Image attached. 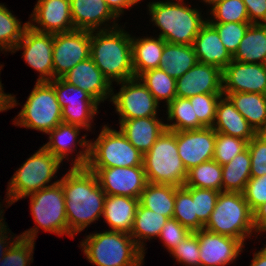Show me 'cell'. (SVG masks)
<instances>
[{
    "mask_svg": "<svg viewBox=\"0 0 266 266\" xmlns=\"http://www.w3.org/2000/svg\"><path fill=\"white\" fill-rule=\"evenodd\" d=\"M49 83L55 89L57 101L61 107L62 121L90 130V121L98 112L99 103L84 90L67 83L62 78H55Z\"/></svg>",
    "mask_w": 266,
    "mask_h": 266,
    "instance_id": "11",
    "label": "cell"
},
{
    "mask_svg": "<svg viewBox=\"0 0 266 266\" xmlns=\"http://www.w3.org/2000/svg\"><path fill=\"white\" fill-rule=\"evenodd\" d=\"M176 188L174 185L148 182L139 197V204L171 219L174 214Z\"/></svg>",
    "mask_w": 266,
    "mask_h": 266,
    "instance_id": "32",
    "label": "cell"
},
{
    "mask_svg": "<svg viewBox=\"0 0 266 266\" xmlns=\"http://www.w3.org/2000/svg\"><path fill=\"white\" fill-rule=\"evenodd\" d=\"M17 100L11 94H5L3 89H0V112L9 110L17 105Z\"/></svg>",
    "mask_w": 266,
    "mask_h": 266,
    "instance_id": "54",
    "label": "cell"
},
{
    "mask_svg": "<svg viewBox=\"0 0 266 266\" xmlns=\"http://www.w3.org/2000/svg\"><path fill=\"white\" fill-rule=\"evenodd\" d=\"M192 194L198 221L205 226L213 212L219 191L206 188L186 187Z\"/></svg>",
    "mask_w": 266,
    "mask_h": 266,
    "instance_id": "44",
    "label": "cell"
},
{
    "mask_svg": "<svg viewBox=\"0 0 266 266\" xmlns=\"http://www.w3.org/2000/svg\"><path fill=\"white\" fill-rule=\"evenodd\" d=\"M251 158L248 147L222 166V191L243 193L251 178Z\"/></svg>",
    "mask_w": 266,
    "mask_h": 266,
    "instance_id": "33",
    "label": "cell"
},
{
    "mask_svg": "<svg viewBox=\"0 0 266 266\" xmlns=\"http://www.w3.org/2000/svg\"><path fill=\"white\" fill-rule=\"evenodd\" d=\"M61 78L84 90L98 103L104 102L113 92L112 84L95 65L91 57L78 63Z\"/></svg>",
    "mask_w": 266,
    "mask_h": 266,
    "instance_id": "21",
    "label": "cell"
},
{
    "mask_svg": "<svg viewBox=\"0 0 266 266\" xmlns=\"http://www.w3.org/2000/svg\"><path fill=\"white\" fill-rule=\"evenodd\" d=\"M191 231L181 225L176 219H168L159 234L160 239L164 241V245L171 252L182 240L187 237Z\"/></svg>",
    "mask_w": 266,
    "mask_h": 266,
    "instance_id": "49",
    "label": "cell"
},
{
    "mask_svg": "<svg viewBox=\"0 0 266 266\" xmlns=\"http://www.w3.org/2000/svg\"><path fill=\"white\" fill-rule=\"evenodd\" d=\"M251 24H266V0H242ZM260 20V21H258Z\"/></svg>",
    "mask_w": 266,
    "mask_h": 266,
    "instance_id": "50",
    "label": "cell"
},
{
    "mask_svg": "<svg viewBox=\"0 0 266 266\" xmlns=\"http://www.w3.org/2000/svg\"><path fill=\"white\" fill-rule=\"evenodd\" d=\"M223 96L246 92L266 95V65L232 60L222 71Z\"/></svg>",
    "mask_w": 266,
    "mask_h": 266,
    "instance_id": "16",
    "label": "cell"
},
{
    "mask_svg": "<svg viewBox=\"0 0 266 266\" xmlns=\"http://www.w3.org/2000/svg\"><path fill=\"white\" fill-rule=\"evenodd\" d=\"M255 232H266V201L253 212Z\"/></svg>",
    "mask_w": 266,
    "mask_h": 266,
    "instance_id": "51",
    "label": "cell"
},
{
    "mask_svg": "<svg viewBox=\"0 0 266 266\" xmlns=\"http://www.w3.org/2000/svg\"><path fill=\"white\" fill-rule=\"evenodd\" d=\"M61 163L43 146L40 147L10 179L7 185L9 186L7 189V203L12 205L21 198L51 186L48 183L57 173Z\"/></svg>",
    "mask_w": 266,
    "mask_h": 266,
    "instance_id": "8",
    "label": "cell"
},
{
    "mask_svg": "<svg viewBox=\"0 0 266 266\" xmlns=\"http://www.w3.org/2000/svg\"><path fill=\"white\" fill-rule=\"evenodd\" d=\"M112 12L119 18L125 8H130L140 0H104ZM124 8V9H123Z\"/></svg>",
    "mask_w": 266,
    "mask_h": 266,
    "instance_id": "53",
    "label": "cell"
},
{
    "mask_svg": "<svg viewBox=\"0 0 266 266\" xmlns=\"http://www.w3.org/2000/svg\"><path fill=\"white\" fill-rule=\"evenodd\" d=\"M232 59L266 65V24L249 25Z\"/></svg>",
    "mask_w": 266,
    "mask_h": 266,
    "instance_id": "30",
    "label": "cell"
},
{
    "mask_svg": "<svg viewBox=\"0 0 266 266\" xmlns=\"http://www.w3.org/2000/svg\"><path fill=\"white\" fill-rule=\"evenodd\" d=\"M223 93H207L188 98L194 110V118L205 127H212L216 118V107Z\"/></svg>",
    "mask_w": 266,
    "mask_h": 266,
    "instance_id": "41",
    "label": "cell"
},
{
    "mask_svg": "<svg viewBox=\"0 0 266 266\" xmlns=\"http://www.w3.org/2000/svg\"><path fill=\"white\" fill-rule=\"evenodd\" d=\"M263 254L266 255V246L264 248H262V250H260Z\"/></svg>",
    "mask_w": 266,
    "mask_h": 266,
    "instance_id": "57",
    "label": "cell"
},
{
    "mask_svg": "<svg viewBox=\"0 0 266 266\" xmlns=\"http://www.w3.org/2000/svg\"><path fill=\"white\" fill-rule=\"evenodd\" d=\"M97 177L106 195H120L138 198L148 181L144 166L88 168Z\"/></svg>",
    "mask_w": 266,
    "mask_h": 266,
    "instance_id": "15",
    "label": "cell"
},
{
    "mask_svg": "<svg viewBox=\"0 0 266 266\" xmlns=\"http://www.w3.org/2000/svg\"><path fill=\"white\" fill-rule=\"evenodd\" d=\"M168 219L166 216L155 213L138 204L130 235L133 239L135 238L134 241L144 251L145 248L142 241L159 237L161 229Z\"/></svg>",
    "mask_w": 266,
    "mask_h": 266,
    "instance_id": "34",
    "label": "cell"
},
{
    "mask_svg": "<svg viewBox=\"0 0 266 266\" xmlns=\"http://www.w3.org/2000/svg\"><path fill=\"white\" fill-rule=\"evenodd\" d=\"M181 1L149 3L151 21L162 30L159 36L167 43L193 45L201 27L207 21L202 20L196 8L191 9Z\"/></svg>",
    "mask_w": 266,
    "mask_h": 266,
    "instance_id": "4",
    "label": "cell"
},
{
    "mask_svg": "<svg viewBox=\"0 0 266 266\" xmlns=\"http://www.w3.org/2000/svg\"><path fill=\"white\" fill-rule=\"evenodd\" d=\"M247 141L238 137L216 133L213 160L221 166L229 163L247 148Z\"/></svg>",
    "mask_w": 266,
    "mask_h": 266,
    "instance_id": "42",
    "label": "cell"
},
{
    "mask_svg": "<svg viewBox=\"0 0 266 266\" xmlns=\"http://www.w3.org/2000/svg\"><path fill=\"white\" fill-rule=\"evenodd\" d=\"M170 253L178 260L177 262L186 266H201L197 231L191 232Z\"/></svg>",
    "mask_w": 266,
    "mask_h": 266,
    "instance_id": "46",
    "label": "cell"
},
{
    "mask_svg": "<svg viewBox=\"0 0 266 266\" xmlns=\"http://www.w3.org/2000/svg\"><path fill=\"white\" fill-rule=\"evenodd\" d=\"M31 17L40 27L30 21L28 25L38 32L56 34L75 30L70 0H38Z\"/></svg>",
    "mask_w": 266,
    "mask_h": 266,
    "instance_id": "20",
    "label": "cell"
},
{
    "mask_svg": "<svg viewBox=\"0 0 266 266\" xmlns=\"http://www.w3.org/2000/svg\"><path fill=\"white\" fill-rule=\"evenodd\" d=\"M214 20L209 23L250 22L246 5L242 0H218L211 8Z\"/></svg>",
    "mask_w": 266,
    "mask_h": 266,
    "instance_id": "40",
    "label": "cell"
},
{
    "mask_svg": "<svg viewBox=\"0 0 266 266\" xmlns=\"http://www.w3.org/2000/svg\"><path fill=\"white\" fill-rule=\"evenodd\" d=\"M71 17L75 30H108L98 28L106 21L114 19L112 27H118V18L104 0H70Z\"/></svg>",
    "mask_w": 266,
    "mask_h": 266,
    "instance_id": "23",
    "label": "cell"
},
{
    "mask_svg": "<svg viewBox=\"0 0 266 266\" xmlns=\"http://www.w3.org/2000/svg\"><path fill=\"white\" fill-rule=\"evenodd\" d=\"M119 121L121 133L143 155L166 130V124L157 116Z\"/></svg>",
    "mask_w": 266,
    "mask_h": 266,
    "instance_id": "25",
    "label": "cell"
},
{
    "mask_svg": "<svg viewBox=\"0 0 266 266\" xmlns=\"http://www.w3.org/2000/svg\"><path fill=\"white\" fill-rule=\"evenodd\" d=\"M256 133H266V95L235 92L226 95Z\"/></svg>",
    "mask_w": 266,
    "mask_h": 266,
    "instance_id": "28",
    "label": "cell"
},
{
    "mask_svg": "<svg viewBox=\"0 0 266 266\" xmlns=\"http://www.w3.org/2000/svg\"><path fill=\"white\" fill-rule=\"evenodd\" d=\"M193 45L165 43L160 59V69L177 79L197 63Z\"/></svg>",
    "mask_w": 266,
    "mask_h": 266,
    "instance_id": "31",
    "label": "cell"
},
{
    "mask_svg": "<svg viewBox=\"0 0 266 266\" xmlns=\"http://www.w3.org/2000/svg\"><path fill=\"white\" fill-rule=\"evenodd\" d=\"M80 128L64 122L59 123L48 133L50 141L43 145V147L62 162L69 155V152H73L72 148L76 146L74 143L78 142L85 149L80 151L79 155H76L77 158L73 162V167H86L89 159L90 141L85 140L86 135L83 136L84 138L82 137L80 140H77ZM71 145L73 146L71 147Z\"/></svg>",
    "mask_w": 266,
    "mask_h": 266,
    "instance_id": "22",
    "label": "cell"
},
{
    "mask_svg": "<svg viewBox=\"0 0 266 266\" xmlns=\"http://www.w3.org/2000/svg\"><path fill=\"white\" fill-rule=\"evenodd\" d=\"M212 128L216 133L238 137L247 142L257 134L227 96H221L218 101Z\"/></svg>",
    "mask_w": 266,
    "mask_h": 266,
    "instance_id": "26",
    "label": "cell"
},
{
    "mask_svg": "<svg viewBox=\"0 0 266 266\" xmlns=\"http://www.w3.org/2000/svg\"><path fill=\"white\" fill-rule=\"evenodd\" d=\"M3 211L0 210V261L2 260V258L4 257V255L7 253V251L10 249L11 245L10 244H13L15 242L14 238L18 239L20 236H17V237H13V241L10 239L9 242H6L8 241V235L7 234V229H6V225L5 223L2 221L4 220L3 217H2V214ZM8 243V244H7ZM10 243V244H9ZM9 245V246H8ZM3 250V251H2Z\"/></svg>",
    "mask_w": 266,
    "mask_h": 266,
    "instance_id": "52",
    "label": "cell"
},
{
    "mask_svg": "<svg viewBox=\"0 0 266 266\" xmlns=\"http://www.w3.org/2000/svg\"><path fill=\"white\" fill-rule=\"evenodd\" d=\"M144 155L121 133L104 125L96 141L89 143L87 168L143 166Z\"/></svg>",
    "mask_w": 266,
    "mask_h": 266,
    "instance_id": "9",
    "label": "cell"
},
{
    "mask_svg": "<svg viewBox=\"0 0 266 266\" xmlns=\"http://www.w3.org/2000/svg\"><path fill=\"white\" fill-rule=\"evenodd\" d=\"M15 240L0 261V266H29L31 259L33 260L35 241L23 237Z\"/></svg>",
    "mask_w": 266,
    "mask_h": 266,
    "instance_id": "45",
    "label": "cell"
},
{
    "mask_svg": "<svg viewBox=\"0 0 266 266\" xmlns=\"http://www.w3.org/2000/svg\"><path fill=\"white\" fill-rule=\"evenodd\" d=\"M30 198V209L37 226L23 232L20 237L35 241L38 229L56 235H68L67 216L65 211V195L59 180L46 188L34 192Z\"/></svg>",
    "mask_w": 266,
    "mask_h": 266,
    "instance_id": "7",
    "label": "cell"
},
{
    "mask_svg": "<svg viewBox=\"0 0 266 266\" xmlns=\"http://www.w3.org/2000/svg\"><path fill=\"white\" fill-rule=\"evenodd\" d=\"M193 47L198 62L215 66L222 71L233 60L217 30L208 21L201 27Z\"/></svg>",
    "mask_w": 266,
    "mask_h": 266,
    "instance_id": "24",
    "label": "cell"
},
{
    "mask_svg": "<svg viewBox=\"0 0 266 266\" xmlns=\"http://www.w3.org/2000/svg\"><path fill=\"white\" fill-rule=\"evenodd\" d=\"M22 108L14 121L17 126L48 134L63 122L55 89L49 82H37Z\"/></svg>",
    "mask_w": 266,
    "mask_h": 266,
    "instance_id": "10",
    "label": "cell"
},
{
    "mask_svg": "<svg viewBox=\"0 0 266 266\" xmlns=\"http://www.w3.org/2000/svg\"><path fill=\"white\" fill-rule=\"evenodd\" d=\"M243 196L252 212L266 201V175L251 177L243 191Z\"/></svg>",
    "mask_w": 266,
    "mask_h": 266,
    "instance_id": "48",
    "label": "cell"
},
{
    "mask_svg": "<svg viewBox=\"0 0 266 266\" xmlns=\"http://www.w3.org/2000/svg\"><path fill=\"white\" fill-rule=\"evenodd\" d=\"M121 83L120 91L109 96L120 115L119 120L156 116L159 103L138 77L118 82Z\"/></svg>",
    "mask_w": 266,
    "mask_h": 266,
    "instance_id": "12",
    "label": "cell"
},
{
    "mask_svg": "<svg viewBox=\"0 0 266 266\" xmlns=\"http://www.w3.org/2000/svg\"><path fill=\"white\" fill-rule=\"evenodd\" d=\"M28 22H21L9 11L4 4H0V49L1 51H13L21 40Z\"/></svg>",
    "mask_w": 266,
    "mask_h": 266,
    "instance_id": "39",
    "label": "cell"
},
{
    "mask_svg": "<svg viewBox=\"0 0 266 266\" xmlns=\"http://www.w3.org/2000/svg\"><path fill=\"white\" fill-rule=\"evenodd\" d=\"M138 78L158 103L160 100H166V105H168L176 97V79L166 74L162 69L147 70Z\"/></svg>",
    "mask_w": 266,
    "mask_h": 266,
    "instance_id": "37",
    "label": "cell"
},
{
    "mask_svg": "<svg viewBox=\"0 0 266 266\" xmlns=\"http://www.w3.org/2000/svg\"><path fill=\"white\" fill-rule=\"evenodd\" d=\"M204 229L239 239L244 244L246 237H251L255 229L253 212L244 199L243 193L221 191Z\"/></svg>",
    "mask_w": 266,
    "mask_h": 266,
    "instance_id": "6",
    "label": "cell"
},
{
    "mask_svg": "<svg viewBox=\"0 0 266 266\" xmlns=\"http://www.w3.org/2000/svg\"><path fill=\"white\" fill-rule=\"evenodd\" d=\"M123 30L110 26L108 30L90 31V57L111 84L135 77L131 35Z\"/></svg>",
    "mask_w": 266,
    "mask_h": 266,
    "instance_id": "2",
    "label": "cell"
},
{
    "mask_svg": "<svg viewBox=\"0 0 266 266\" xmlns=\"http://www.w3.org/2000/svg\"><path fill=\"white\" fill-rule=\"evenodd\" d=\"M24 49L26 63L40 73L37 82H49L54 79L53 34L33 30L28 26L13 53Z\"/></svg>",
    "mask_w": 266,
    "mask_h": 266,
    "instance_id": "14",
    "label": "cell"
},
{
    "mask_svg": "<svg viewBox=\"0 0 266 266\" xmlns=\"http://www.w3.org/2000/svg\"><path fill=\"white\" fill-rule=\"evenodd\" d=\"M0 68H1V67H0ZM0 70H1V69H0ZM0 89H3V88H2V84H1V81H0Z\"/></svg>",
    "mask_w": 266,
    "mask_h": 266,
    "instance_id": "58",
    "label": "cell"
},
{
    "mask_svg": "<svg viewBox=\"0 0 266 266\" xmlns=\"http://www.w3.org/2000/svg\"><path fill=\"white\" fill-rule=\"evenodd\" d=\"M250 266H266V255L261 251L254 253V257Z\"/></svg>",
    "mask_w": 266,
    "mask_h": 266,
    "instance_id": "55",
    "label": "cell"
},
{
    "mask_svg": "<svg viewBox=\"0 0 266 266\" xmlns=\"http://www.w3.org/2000/svg\"><path fill=\"white\" fill-rule=\"evenodd\" d=\"M166 41L158 36L134 39L131 37L132 62L135 77L147 70L160 67Z\"/></svg>",
    "mask_w": 266,
    "mask_h": 266,
    "instance_id": "29",
    "label": "cell"
},
{
    "mask_svg": "<svg viewBox=\"0 0 266 266\" xmlns=\"http://www.w3.org/2000/svg\"><path fill=\"white\" fill-rule=\"evenodd\" d=\"M203 1L208 3V4H212L213 5L218 0H203Z\"/></svg>",
    "mask_w": 266,
    "mask_h": 266,
    "instance_id": "56",
    "label": "cell"
},
{
    "mask_svg": "<svg viewBox=\"0 0 266 266\" xmlns=\"http://www.w3.org/2000/svg\"><path fill=\"white\" fill-rule=\"evenodd\" d=\"M90 57V31L74 30L53 34L54 79L61 78Z\"/></svg>",
    "mask_w": 266,
    "mask_h": 266,
    "instance_id": "13",
    "label": "cell"
},
{
    "mask_svg": "<svg viewBox=\"0 0 266 266\" xmlns=\"http://www.w3.org/2000/svg\"><path fill=\"white\" fill-rule=\"evenodd\" d=\"M185 187L222 191V166L215 160L203 162L187 171Z\"/></svg>",
    "mask_w": 266,
    "mask_h": 266,
    "instance_id": "36",
    "label": "cell"
},
{
    "mask_svg": "<svg viewBox=\"0 0 266 266\" xmlns=\"http://www.w3.org/2000/svg\"><path fill=\"white\" fill-rule=\"evenodd\" d=\"M80 245L87 260L97 266H142L144 260V251L127 233L90 234Z\"/></svg>",
    "mask_w": 266,
    "mask_h": 266,
    "instance_id": "3",
    "label": "cell"
},
{
    "mask_svg": "<svg viewBox=\"0 0 266 266\" xmlns=\"http://www.w3.org/2000/svg\"><path fill=\"white\" fill-rule=\"evenodd\" d=\"M147 181L156 184L184 186L187 178L177 147V131L165 130L144 154Z\"/></svg>",
    "mask_w": 266,
    "mask_h": 266,
    "instance_id": "5",
    "label": "cell"
},
{
    "mask_svg": "<svg viewBox=\"0 0 266 266\" xmlns=\"http://www.w3.org/2000/svg\"><path fill=\"white\" fill-rule=\"evenodd\" d=\"M218 32L222 44L231 56L235 54L250 22L210 23Z\"/></svg>",
    "mask_w": 266,
    "mask_h": 266,
    "instance_id": "43",
    "label": "cell"
},
{
    "mask_svg": "<svg viewBox=\"0 0 266 266\" xmlns=\"http://www.w3.org/2000/svg\"><path fill=\"white\" fill-rule=\"evenodd\" d=\"M172 218L176 219L191 232L204 229V226L198 221L197 214L195 213L192 194L185 186L176 188L174 214Z\"/></svg>",
    "mask_w": 266,
    "mask_h": 266,
    "instance_id": "38",
    "label": "cell"
},
{
    "mask_svg": "<svg viewBox=\"0 0 266 266\" xmlns=\"http://www.w3.org/2000/svg\"><path fill=\"white\" fill-rule=\"evenodd\" d=\"M251 177L266 175V133H257L248 143Z\"/></svg>",
    "mask_w": 266,
    "mask_h": 266,
    "instance_id": "47",
    "label": "cell"
},
{
    "mask_svg": "<svg viewBox=\"0 0 266 266\" xmlns=\"http://www.w3.org/2000/svg\"><path fill=\"white\" fill-rule=\"evenodd\" d=\"M65 195L68 235L74 238L103 215L105 192L87 167H71L59 180Z\"/></svg>",
    "mask_w": 266,
    "mask_h": 266,
    "instance_id": "1",
    "label": "cell"
},
{
    "mask_svg": "<svg viewBox=\"0 0 266 266\" xmlns=\"http://www.w3.org/2000/svg\"><path fill=\"white\" fill-rule=\"evenodd\" d=\"M138 204V198L106 195L102 216L111 231L130 234Z\"/></svg>",
    "mask_w": 266,
    "mask_h": 266,
    "instance_id": "27",
    "label": "cell"
},
{
    "mask_svg": "<svg viewBox=\"0 0 266 266\" xmlns=\"http://www.w3.org/2000/svg\"><path fill=\"white\" fill-rule=\"evenodd\" d=\"M216 132L212 127L177 131V147L185 169L213 160Z\"/></svg>",
    "mask_w": 266,
    "mask_h": 266,
    "instance_id": "17",
    "label": "cell"
},
{
    "mask_svg": "<svg viewBox=\"0 0 266 266\" xmlns=\"http://www.w3.org/2000/svg\"><path fill=\"white\" fill-rule=\"evenodd\" d=\"M201 266H225L239 256L243 243L236 238L209 232L197 231Z\"/></svg>",
    "mask_w": 266,
    "mask_h": 266,
    "instance_id": "19",
    "label": "cell"
},
{
    "mask_svg": "<svg viewBox=\"0 0 266 266\" xmlns=\"http://www.w3.org/2000/svg\"><path fill=\"white\" fill-rule=\"evenodd\" d=\"M207 93H223L222 70L197 62L180 78L176 79V96L190 98Z\"/></svg>",
    "mask_w": 266,
    "mask_h": 266,
    "instance_id": "18",
    "label": "cell"
},
{
    "mask_svg": "<svg viewBox=\"0 0 266 266\" xmlns=\"http://www.w3.org/2000/svg\"><path fill=\"white\" fill-rule=\"evenodd\" d=\"M167 120H174L172 124H166L169 131H188L202 129L205 126L194 118V110L188 98L175 97L167 105Z\"/></svg>",
    "mask_w": 266,
    "mask_h": 266,
    "instance_id": "35",
    "label": "cell"
}]
</instances>
